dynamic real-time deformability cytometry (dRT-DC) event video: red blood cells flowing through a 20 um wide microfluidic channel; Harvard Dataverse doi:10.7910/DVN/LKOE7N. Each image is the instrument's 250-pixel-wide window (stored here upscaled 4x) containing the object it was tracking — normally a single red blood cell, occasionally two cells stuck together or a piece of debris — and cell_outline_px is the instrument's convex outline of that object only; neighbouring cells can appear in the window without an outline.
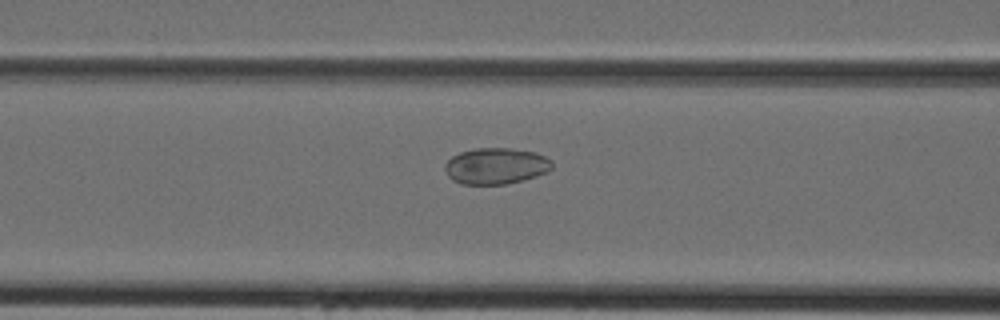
{"species": "Egyptian fruit bat (a non-hibernating species)", "species_latin": "Rousettus aegyptiacus", "temperature_condition": "cold", "stored_images_in_passage": 41, "camera_frame_rate_fps": 3000, "um_per_image_px": 0.085, "animal": {"sex": "female"}, "frame": {"image": 1, "passage_image": 18, "time_ms": 5.667, "image_size_px": [1000, 320], "cell_outline_px": [[552, 168], [548, 172], [536, 176], [508, 184], [460, 184], [452, 180], [448, 176], [444, 168], [444, 164], [452, 156], [460, 152], [476, 148], [508, 148], [536, 152], [552, 160]], "centroid_in_image_um": [42.15, 14.11], "position_along_channel_um": 124.5, "area_um2": 22.77}}
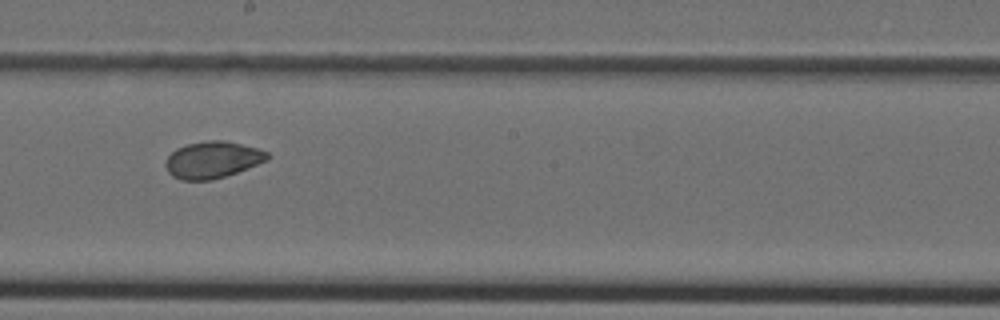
{"frame": {"image": 2, "passage_image": 25, "time_ms": 8.0, "image_size_px": [1000, 320], "cell_outline_px": [[268, 160], [236, 172], [212, 180], [180, 180], [172, 176], [168, 172], [164, 164], [164, 160], [176, 148], [188, 144], [208, 140], [224, 140], [256, 148], [268, 152]], "centroid_in_image_um": [18.01, 13.58], "position_along_channel_um": 230.2, "area_um2": 21.68}}
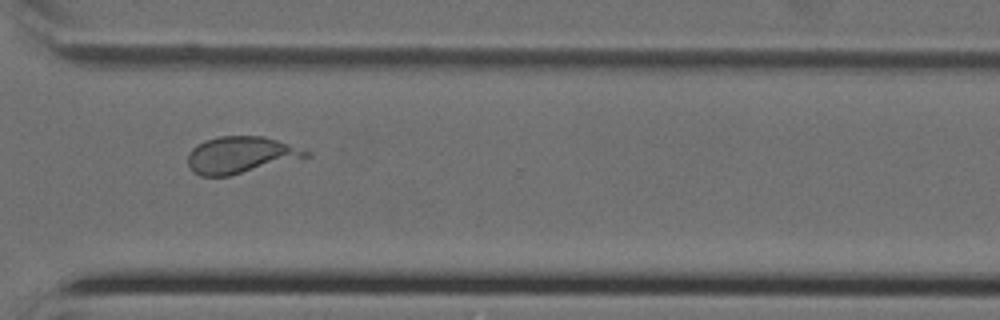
{"frame": {"image": 3, "passage_image": 33, "time_ms": 10.667, "image_size_px": [1000, 320], "cell_outline_px": [[312, 156], [228, 176], [200, 176], [192, 172], [188, 164], [188, 152], [196, 144], [204, 140], [220, 136], [264, 136], [312, 152]], "centroid_in_image_um": [20.43, 13.17], "position_along_channel_um": 350.2, "area_um2": 25.37}}